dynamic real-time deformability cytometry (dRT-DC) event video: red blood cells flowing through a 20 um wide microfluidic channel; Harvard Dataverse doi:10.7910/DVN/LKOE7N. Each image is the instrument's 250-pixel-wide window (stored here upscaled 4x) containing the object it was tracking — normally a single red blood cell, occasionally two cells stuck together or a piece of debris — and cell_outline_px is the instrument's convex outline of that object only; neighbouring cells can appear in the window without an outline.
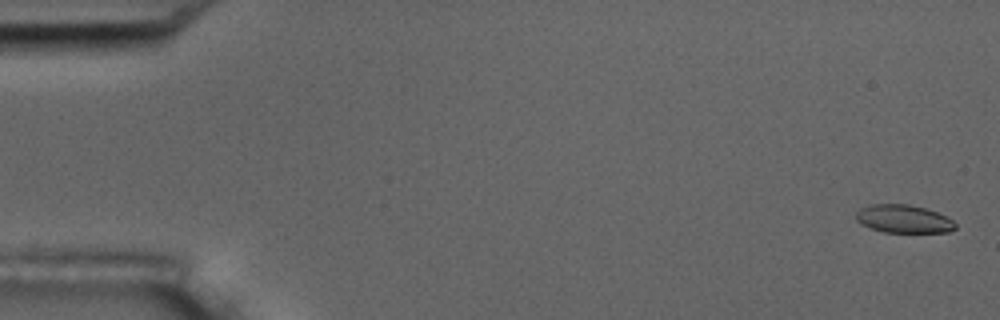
{"species": "common noctule bat (a hibernating species)", "species_latin": "Nyctalus noctula", "temperature_condition": "room temperature", "stored_images_in_passage": 9, "camera_frame_rate_fps": 3000, "um_per_image_px": 0.085, "animal": {"sex": "male", "body_mass_g": 17.5, "forearm_length_mm": 52.3}, "frame": {"image": 1, "passage_image": 1, "time_ms": 0.0, "image_size_px": [1000, 320], "cell_outline_px": [[956, 228], [948, 232], [884, 232], [860, 224], [856, 220], [856, 212], [860, 208], [868, 204], [908, 204], [924, 208], [936, 212], [952, 220], [956, 224]], "centroid_in_image_um": [76.77, 18.6], "position_along_channel_um": 8.2, "area_um2": 16.18}}
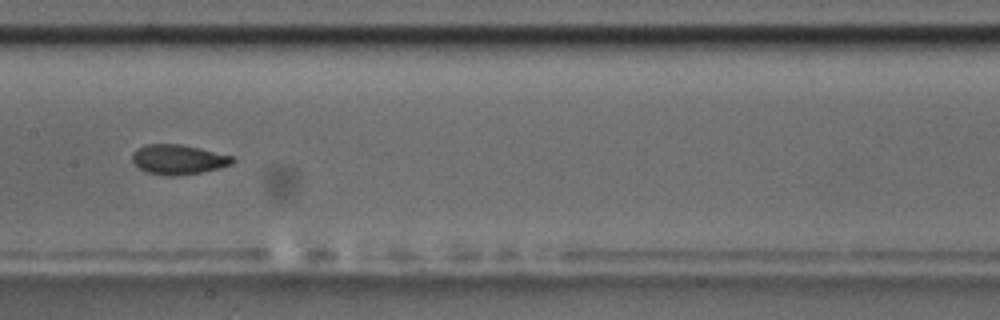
{"frame": {"image": 2, "passage_image": 8, "time_ms": 9.0, "image_size_px": [1000, 320], "cell_outline_px": [[236, 160], [232, 164], [200, 172], [176, 176], [168, 176], [148, 172], [140, 168], [132, 160], [132, 152], [136, 148], [148, 144], [180, 144], [200, 148], [232, 156]], "centroid_in_image_um": [15.14, 13.54], "position_along_channel_um": 192.3, "area_um2": 17.22}}
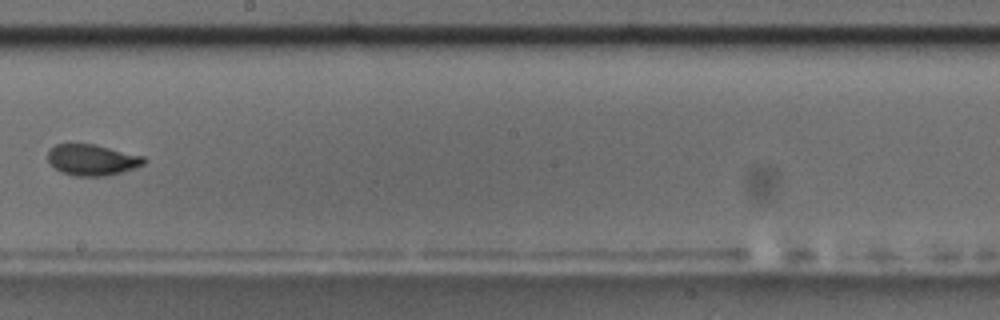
{"frame": {"image": 3, "passage_image": 9, "time_ms": 10.333, "image_size_px": [1000, 320], "cell_outline_px": [[148, 160], [144, 164], [120, 172], [104, 176], [76, 176], [60, 172], [48, 160], [48, 148], [56, 144], [68, 140], [96, 144], [144, 156]], "centroid_in_image_um": [7.78, 13.53], "position_along_channel_um": 240.4, "area_um2": 17.98}}